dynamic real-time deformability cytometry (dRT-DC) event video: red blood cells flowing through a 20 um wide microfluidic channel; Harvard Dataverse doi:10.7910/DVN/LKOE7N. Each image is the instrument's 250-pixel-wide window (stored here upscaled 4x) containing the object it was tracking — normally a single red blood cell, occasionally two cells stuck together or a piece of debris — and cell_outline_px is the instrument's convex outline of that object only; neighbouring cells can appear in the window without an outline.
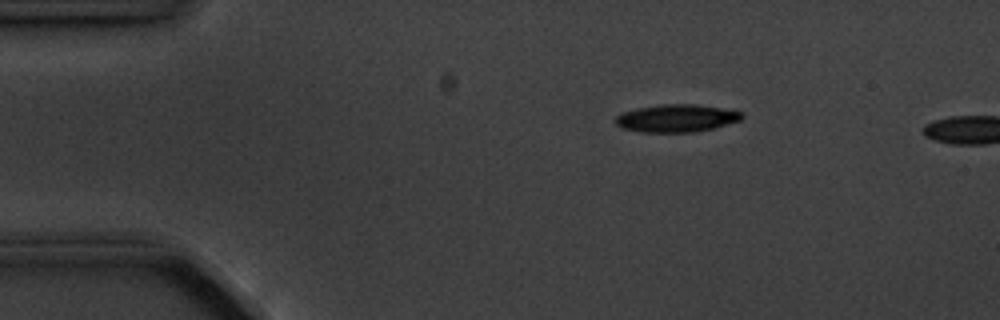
{"species": "common noctule bat (a hibernating species)", "species_latin": "Nyctalus noctula", "temperature_condition": "cold", "stored_images_in_passage": 3, "camera_frame_rate_fps": 3000, "um_per_image_px": 0.085, "animal": {"sex": "male", "body_mass_g": 20.1, "forearm_length_mm": 53.5}, "frame": {"image": 1, "passage_image": 2, "time_ms": 1.333, "image_size_px": [1000, 320], "cell_outline_px": [[744, 116], [740, 120], [716, 128], [692, 132], [640, 132], [624, 128], [616, 124], [616, 116], [624, 112], [636, 108], [664, 104], [696, 104], [720, 108], [740, 112]], "centroid_in_image_um": [57.51, 10.05], "position_along_channel_um": 27.5, "area_um2": 20.17}}